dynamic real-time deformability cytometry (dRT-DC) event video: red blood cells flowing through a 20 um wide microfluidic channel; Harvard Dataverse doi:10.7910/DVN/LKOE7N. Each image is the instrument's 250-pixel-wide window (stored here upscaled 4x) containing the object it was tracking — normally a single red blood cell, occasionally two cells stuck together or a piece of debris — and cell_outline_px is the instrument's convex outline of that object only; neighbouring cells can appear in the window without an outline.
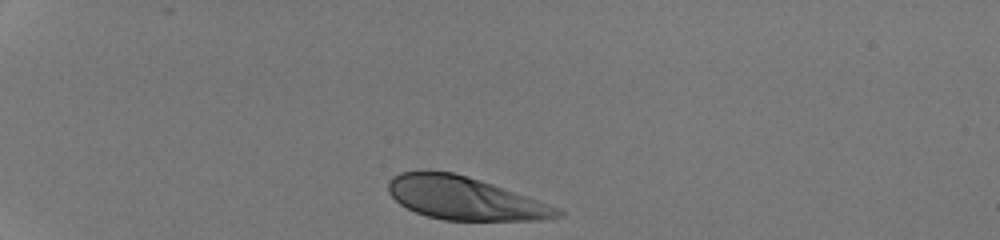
{"species": "human", "species_latin": "Homo sapiens", "temperature_condition": "room temperature", "stored_images_in_passage": 32, "camera_frame_rate_fps": 3000, "um_per_image_px": 0.085, "donor": {"sex": "male"}, "frame": {"image": 1, "passage_image": 1, "time_ms": 0.0, "image_size_px": [1000, 240], "cell_outline_px": [[564, 216], [552, 220], [444, 220], [428, 216], [416, 212], [400, 204], [388, 192], [388, 180], [392, 176], [400, 172], [452, 172], [468, 176], [528, 196], [560, 208], [564, 212]], "centroid_in_image_um": [39.56, 16.87], "position_along_channel_um": 45.4, "area_um2": 42.19}}
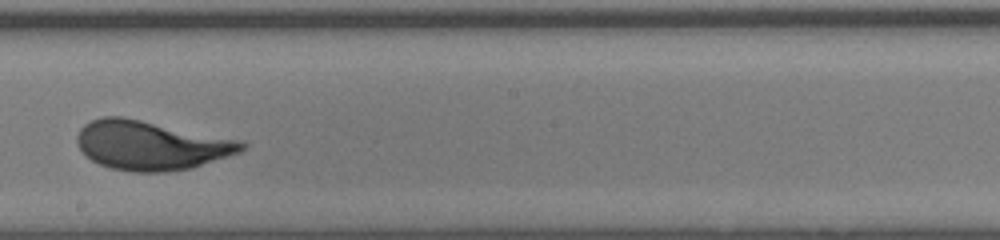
{"frame": {"image": 2, "passage_image": 19, "time_ms": 6.0, "image_size_px": [1000, 240], "cell_outline_px": [[248, 144], [240, 152], [192, 168], [164, 172], [132, 172], [112, 168], [100, 164], [92, 160], [76, 144], [76, 136], [80, 128], [84, 124], [100, 116], [124, 116], [244, 140]], "centroid_in_image_um": [12.86, 12.33], "position_along_channel_um": 235.3, "area_um2": 47.57}}
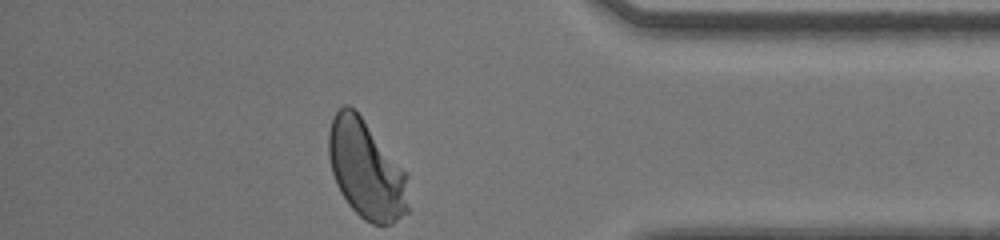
{"frame": {"image": 3, "passage_image": 32, "time_ms": 10.333, "image_size_px": [1000, 240], "cell_outline_px": [[408, 212], [392, 224], [372, 224], [364, 220], [348, 204], [340, 192], [336, 184], [332, 172], [328, 156], [328, 132], [332, 116], [344, 104], [348, 104], [360, 116], [408, 172]], "centroid_in_image_um": [31.13, 14.42], "position_along_channel_um": 404.1, "area_um2": 46.07}, "authors_computed_cell_mechanics": {"area_um2": 45.9799, "velocity_mm_per_s": 4.2505, "shape_relaxation_time_tau1_ms": 2.9306, "shape_relaxation_time_tau2_ms": null, "deformation_change_tau1": 0.1561, "deformation_change_tau2": null}}